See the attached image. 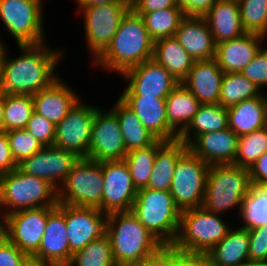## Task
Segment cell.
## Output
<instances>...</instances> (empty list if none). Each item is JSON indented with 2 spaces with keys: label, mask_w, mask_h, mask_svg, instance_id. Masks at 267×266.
I'll list each match as a JSON object with an SVG mask.
<instances>
[{
  "label": "cell",
  "mask_w": 267,
  "mask_h": 266,
  "mask_svg": "<svg viewBox=\"0 0 267 266\" xmlns=\"http://www.w3.org/2000/svg\"><path fill=\"white\" fill-rule=\"evenodd\" d=\"M173 266H212L207 253L180 251L174 246Z\"/></svg>",
  "instance_id": "obj_47"
},
{
  "label": "cell",
  "mask_w": 267,
  "mask_h": 266,
  "mask_svg": "<svg viewBox=\"0 0 267 266\" xmlns=\"http://www.w3.org/2000/svg\"><path fill=\"white\" fill-rule=\"evenodd\" d=\"M174 36L195 61L215 58L216 43L202 16L186 15Z\"/></svg>",
  "instance_id": "obj_24"
},
{
  "label": "cell",
  "mask_w": 267,
  "mask_h": 266,
  "mask_svg": "<svg viewBox=\"0 0 267 266\" xmlns=\"http://www.w3.org/2000/svg\"><path fill=\"white\" fill-rule=\"evenodd\" d=\"M202 17L216 44L236 39L246 33L237 1L218 0Z\"/></svg>",
  "instance_id": "obj_26"
},
{
  "label": "cell",
  "mask_w": 267,
  "mask_h": 266,
  "mask_svg": "<svg viewBox=\"0 0 267 266\" xmlns=\"http://www.w3.org/2000/svg\"><path fill=\"white\" fill-rule=\"evenodd\" d=\"M267 151V126L238 138L234 164L250 169L255 161Z\"/></svg>",
  "instance_id": "obj_40"
},
{
  "label": "cell",
  "mask_w": 267,
  "mask_h": 266,
  "mask_svg": "<svg viewBox=\"0 0 267 266\" xmlns=\"http://www.w3.org/2000/svg\"><path fill=\"white\" fill-rule=\"evenodd\" d=\"M48 44L18 45L20 54L14 58L8 57L6 49L0 62V92L34 95L58 79L57 66L63 61L65 51Z\"/></svg>",
  "instance_id": "obj_1"
},
{
  "label": "cell",
  "mask_w": 267,
  "mask_h": 266,
  "mask_svg": "<svg viewBox=\"0 0 267 266\" xmlns=\"http://www.w3.org/2000/svg\"><path fill=\"white\" fill-rule=\"evenodd\" d=\"M246 266H267V261L249 262Z\"/></svg>",
  "instance_id": "obj_57"
},
{
  "label": "cell",
  "mask_w": 267,
  "mask_h": 266,
  "mask_svg": "<svg viewBox=\"0 0 267 266\" xmlns=\"http://www.w3.org/2000/svg\"><path fill=\"white\" fill-rule=\"evenodd\" d=\"M218 0H177L187 16H203Z\"/></svg>",
  "instance_id": "obj_51"
},
{
  "label": "cell",
  "mask_w": 267,
  "mask_h": 266,
  "mask_svg": "<svg viewBox=\"0 0 267 266\" xmlns=\"http://www.w3.org/2000/svg\"><path fill=\"white\" fill-rule=\"evenodd\" d=\"M121 266H143L141 263H134V264H124Z\"/></svg>",
  "instance_id": "obj_59"
},
{
  "label": "cell",
  "mask_w": 267,
  "mask_h": 266,
  "mask_svg": "<svg viewBox=\"0 0 267 266\" xmlns=\"http://www.w3.org/2000/svg\"><path fill=\"white\" fill-rule=\"evenodd\" d=\"M223 75L215 59L195 61L181 84L201 104H218Z\"/></svg>",
  "instance_id": "obj_25"
},
{
  "label": "cell",
  "mask_w": 267,
  "mask_h": 266,
  "mask_svg": "<svg viewBox=\"0 0 267 266\" xmlns=\"http://www.w3.org/2000/svg\"><path fill=\"white\" fill-rule=\"evenodd\" d=\"M113 104L111 109L117 115L127 152L134 149L146 148L158 140L143 126L137 115L118 97Z\"/></svg>",
  "instance_id": "obj_33"
},
{
  "label": "cell",
  "mask_w": 267,
  "mask_h": 266,
  "mask_svg": "<svg viewBox=\"0 0 267 266\" xmlns=\"http://www.w3.org/2000/svg\"><path fill=\"white\" fill-rule=\"evenodd\" d=\"M104 188L98 208L105 214L131 211L137 195L125 160L102 162Z\"/></svg>",
  "instance_id": "obj_16"
},
{
  "label": "cell",
  "mask_w": 267,
  "mask_h": 266,
  "mask_svg": "<svg viewBox=\"0 0 267 266\" xmlns=\"http://www.w3.org/2000/svg\"><path fill=\"white\" fill-rule=\"evenodd\" d=\"M209 168L190 149L178 159L169 192L180 211L201 207Z\"/></svg>",
  "instance_id": "obj_11"
},
{
  "label": "cell",
  "mask_w": 267,
  "mask_h": 266,
  "mask_svg": "<svg viewBox=\"0 0 267 266\" xmlns=\"http://www.w3.org/2000/svg\"><path fill=\"white\" fill-rule=\"evenodd\" d=\"M249 231V261H267V225Z\"/></svg>",
  "instance_id": "obj_45"
},
{
  "label": "cell",
  "mask_w": 267,
  "mask_h": 266,
  "mask_svg": "<svg viewBox=\"0 0 267 266\" xmlns=\"http://www.w3.org/2000/svg\"><path fill=\"white\" fill-rule=\"evenodd\" d=\"M30 258L6 238L0 243V266H26Z\"/></svg>",
  "instance_id": "obj_46"
},
{
  "label": "cell",
  "mask_w": 267,
  "mask_h": 266,
  "mask_svg": "<svg viewBox=\"0 0 267 266\" xmlns=\"http://www.w3.org/2000/svg\"><path fill=\"white\" fill-rule=\"evenodd\" d=\"M165 104L167 122L178 135L186 129L201 105L181 83L170 92Z\"/></svg>",
  "instance_id": "obj_31"
},
{
  "label": "cell",
  "mask_w": 267,
  "mask_h": 266,
  "mask_svg": "<svg viewBox=\"0 0 267 266\" xmlns=\"http://www.w3.org/2000/svg\"><path fill=\"white\" fill-rule=\"evenodd\" d=\"M238 218L242 220L239 226L247 229L267 225V187L251 184Z\"/></svg>",
  "instance_id": "obj_37"
},
{
  "label": "cell",
  "mask_w": 267,
  "mask_h": 266,
  "mask_svg": "<svg viewBox=\"0 0 267 266\" xmlns=\"http://www.w3.org/2000/svg\"><path fill=\"white\" fill-rule=\"evenodd\" d=\"M33 113L32 95L4 94V132L25 129Z\"/></svg>",
  "instance_id": "obj_38"
},
{
  "label": "cell",
  "mask_w": 267,
  "mask_h": 266,
  "mask_svg": "<svg viewBox=\"0 0 267 266\" xmlns=\"http://www.w3.org/2000/svg\"><path fill=\"white\" fill-rule=\"evenodd\" d=\"M238 138L228 127L199 135L188 148L208 165L234 164Z\"/></svg>",
  "instance_id": "obj_21"
},
{
  "label": "cell",
  "mask_w": 267,
  "mask_h": 266,
  "mask_svg": "<svg viewBox=\"0 0 267 266\" xmlns=\"http://www.w3.org/2000/svg\"><path fill=\"white\" fill-rule=\"evenodd\" d=\"M108 214L98 208L65 204V222L70 253L83 249L98 238L105 237L108 230Z\"/></svg>",
  "instance_id": "obj_18"
},
{
  "label": "cell",
  "mask_w": 267,
  "mask_h": 266,
  "mask_svg": "<svg viewBox=\"0 0 267 266\" xmlns=\"http://www.w3.org/2000/svg\"><path fill=\"white\" fill-rule=\"evenodd\" d=\"M67 266H118L113 257L109 237L106 235L93 240L83 249L74 252Z\"/></svg>",
  "instance_id": "obj_39"
},
{
  "label": "cell",
  "mask_w": 267,
  "mask_h": 266,
  "mask_svg": "<svg viewBox=\"0 0 267 266\" xmlns=\"http://www.w3.org/2000/svg\"><path fill=\"white\" fill-rule=\"evenodd\" d=\"M267 37L246 32L241 37L216 44L215 60L224 73L242 72Z\"/></svg>",
  "instance_id": "obj_22"
},
{
  "label": "cell",
  "mask_w": 267,
  "mask_h": 266,
  "mask_svg": "<svg viewBox=\"0 0 267 266\" xmlns=\"http://www.w3.org/2000/svg\"><path fill=\"white\" fill-rule=\"evenodd\" d=\"M104 188L102 162L79 158L57 190L58 203L99 208Z\"/></svg>",
  "instance_id": "obj_10"
},
{
  "label": "cell",
  "mask_w": 267,
  "mask_h": 266,
  "mask_svg": "<svg viewBox=\"0 0 267 266\" xmlns=\"http://www.w3.org/2000/svg\"><path fill=\"white\" fill-rule=\"evenodd\" d=\"M152 59L162 65L179 83L187 77L195 62L175 36L156 41Z\"/></svg>",
  "instance_id": "obj_30"
},
{
  "label": "cell",
  "mask_w": 267,
  "mask_h": 266,
  "mask_svg": "<svg viewBox=\"0 0 267 266\" xmlns=\"http://www.w3.org/2000/svg\"><path fill=\"white\" fill-rule=\"evenodd\" d=\"M228 127L239 137L267 126V93L227 107Z\"/></svg>",
  "instance_id": "obj_27"
},
{
  "label": "cell",
  "mask_w": 267,
  "mask_h": 266,
  "mask_svg": "<svg viewBox=\"0 0 267 266\" xmlns=\"http://www.w3.org/2000/svg\"><path fill=\"white\" fill-rule=\"evenodd\" d=\"M164 143L165 141L157 140L151 146L134 149L126 154L124 160L128 166L133 185L137 190L147 187L156 152Z\"/></svg>",
  "instance_id": "obj_35"
},
{
  "label": "cell",
  "mask_w": 267,
  "mask_h": 266,
  "mask_svg": "<svg viewBox=\"0 0 267 266\" xmlns=\"http://www.w3.org/2000/svg\"><path fill=\"white\" fill-rule=\"evenodd\" d=\"M67 237L65 204L58 203L48 215L41 245L32 258L67 266L72 257Z\"/></svg>",
  "instance_id": "obj_19"
},
{
  "label": "cell",
  "mask_w": 267,
  "mask_h": 266,
  "mask_svg": "<svg viewBox=\"0 0 267 266\" xmlns=\"http://www.w3.org/2000/svg\"><path fill=\"white\" fill-rule=\"evenodd\" d=\"M4 42L5 41L0 37V62L3 59L6 49H8Z\"/></svg>",
  "instance_id": "obj_56"
},
{
  "label": "cell",
  "mask_w": 267,
  "mask_h": 266,
  "mask_svg": "<svg viewBox=\"0 0 267 266\" xmlns=\"http://www.w3.org/2000/svg\"><path fill=\"white\" fill-rule=\"evenodd\" d=\"M7 138L6 132H0V176L17 168Z\"/></svg>",
  "instance_id": "obj_50"
},
{
  "label": "cell",
  "mask_w": 267,
  "mask_h": 266,
  "mask_svg": "<svg viewBox=\"0 0 267 266\" xmlns=\"http://www.w3.org/2000/svg\"><path fill=\"white\" fill-rule=\"evenodd\" d=\"M140 119L143 126L158 140H178V134L169 126L166 99L154 97H118Z\"/></svg>",
  "instance_id": "obj_23"
},
{
  "label": "cell",
  "mask_w": 267,
  "mask_h": 266,
  "mask_svg": "<svg viewBox=\"0 0 267 266\" xmlns=\"http://www.w3.org/2000/svg\"><path fill=\"white\" fill-rule=\"evenodd\" d=\"M97 105L92 124V135L88 159L105 162L124 160L126 146L116 113Z\"/></svg>",
  "instance_id": "obj_15"
},
{
  "label": "cell",
  "mask_w": 267,
  "mask_h": 266,
  "mask_svg": "<svg viewBox=\"0 0 267 266\" xmlns=\"http://www.w3.org/2000/svg\"><path fill=\"white\" fill-rule=\"evenodd\" d=\"M125 81L118 97H154L166 99L179 82L155 60L150 59L125 70Z\"/></svg>",
  "instance_id": "obj_14"
},
{
  "label": "cell",
  "mask_w": 267,
  "mask_h": 266,
  "mask_svg": "<svg viewBox=\"0 0 267 266\" xmlns=\"http://www.w3.org/2000/svg\"><path fill=\"white\" fill-rule=\"evenodd\" d=\"M228 128L227 107L218 104H201L197 113L178 140L190 145L199 135Z\"/></svg>",
  "instance_id": "obj_32"
},
{
  "label": "cell",
  "mask_w": 267,
  "mask_h": 266,
  "mask_svg": "<svg viewBox=\"0 0 267 266\" xmlns=\"http://www.w3.org/2000/svg\"><path fill=\"white\" fill-rule=\"evenodd\" d=\"M261 93L260 89L241 72L224 73L219 104L230 107L244 100L258 97Z\"/></svg>",
  "instance_id": "obj_36"
},
{
  "label": "cell",
  "mask_w": 267,
  "mask_h": 266,
  "mask_svg": "<svg viewBox=\"0 0 267 266\" xmlns=\"http://www.w3.org/2000/svg\"><path fill=\"white\" fill-rule=\"evenodd\" d=\"M78 16L84 17V32L87 51L94 62L109 46L121 20L131 9L130 0L105 3L102 5L77 6Z\"/></svg>",
  "instance_id": "obj_8"
},
{
  "label": "cell",
  "mask_w": 267,
  "mask_h": 266,
  "mask_svg": "<svg viewBox=\"0 0 267 266\" xmlns=\"http://www.w3.org/2000/svg\"><path fill=\"white\" fill-rule=\"evenodd\" d=\"M108 216L107 236L118 266L141 263L163 245L131 211Z\"/></svg>",
  "instance_id": "obj_3"
},
{
  "label": "cell",
  "mask_w": 267,
  "mask_h": 266,
  "mask_svg": "<svg viewBox=\"0 0 267 266\" xmlns=\"http://www.w3.org/2000/svg\"><path fill=\"white\" fill-rule=\"evenodd\" d=\"M96 107L81 98L67 116L55 125L53 146L73 152L79 158H87Z\"/></svg>",
  "instance_id": "obj_13"
},
{
  "label": "cell",
  "mask_w": 267,
  "mask_h": 266,
  "mask_svg": "<svg viewBox=\"0 0 267 266\" xmlns=\"http://www.w3.org/2000/svg\"><path fill=\"white\" fill-rule=\"evenodd\" d=\"M5 239V234L4 231L2 229V227L0 226V243Z\"/></svg>",
  "instance_id": "obj_58"
},
{
  "label": "cell",
  "mask_w": 267,
  "mask_h": 266,
  "mask_svg": "<svg viewBox=\"0 0 267 266\" xmlns=\"http://www.w3.org/2000/svg\"><path fill=\"white\" fill-rule=\"evenodd\" d=\"M241 73L253 82L261 92H265L262 88L267 87V44L258 51Z\"/></svg>",
  "instance_id": "obj_43"
},
{
  "label": "cell",
  "mask_w": 267,
  "mask_h": 266,
  "mask_svg": "<svg viewBox=\"0 0 267 266\" xmlns=\"http://www.w3.org/2000/svg\"><path fill=\"white\" fill-rule=\"evenodd\" d=\"M62 80L61 76L50 86L32 95L34 112L57 125L81 99L71 84Z\"/></svg>",
  "instance_id": "obj_20"
},
{
  "label": "cell",
  "mask_w": 267,
  "mask_h": 266,
  "mask_svg": "<svg viewBox=\"0 0 267 266\" xmlns=\"http://www.w3.org/2000/svg\"><path fill=\"white\" fill-rule=\"evenodd\" d=\"M238 3L244 30L267 37V0H240Z\"/></svg>",
  "instance_id": "obj_41"
},
{
  "label": "cell",
  "mask_w": 267,
  "mask_h": 266,
  "mask_svg": "<svg viewBox=\"0 0 267 266\" xmlns=\"http://www.w3.org/2000/svg\"><path fill=\"white\" fill-rule=\"evenodd\" d=\"M120 0H75L77 6L102 5L105 3L119 2Z\"/></svg>",
  "instance_id": "obj_53"
},
{
  "label": "cell",
  "mask_w": 267,
  "mask_h": 266,
  "mask_svg": "<svg viewBox=\"0 0 267 266\" xmlns=\"http://www.w3.org/2000/svg\"><path fill=\"white\" fill-rule=\"evenodd\" d=\"M251 184L267 187V151L249 169Z\"/></svg>",
  "instance_id": "obj_52"
},
{
  "label": "cell",
  "mask_w": 267,
  "mask_h": 266,
  "mask_svg": "<svg viewBox=\"0 0 267 266\" xmlns=\"http://www.w3.org/2000/svg\"><path fill=\"white\" fill-rule=\"evenodd\" d=\"M0 132H4V93L0 92Z\"/></svg>",
  "instance_id": "obj_55"
},
{
  "label": "cell",
  "mask_w": 267,
  "mask_h": 266,
  "mask_svg": "<svg viewBox=\"0 0 267 266\" xmlns=\"http://www.w3.org/2000/svg\"><path fill=\"white\" fill-rule=\"evenodd\" d=\"M57 205V190L47 181L18 168L0 176V219L24 209Z\"/></svg>",
  "instance_id": "obj_5"
},
{
  "label": "cell",
  "mask_w": 267,
  "mask_h": 266,
  "mask_svg": "<svg viewBox=\"0 0 267 266\" xmlns=\"http://www.w3.org/2000/svg\"><path fill=\"white\" fill-rule=\"evenodd\" d=\"M135 13H148L171 7H180L177 0H130Z\"/></svg>",
  "instance_id": "obj_49"
},
{
  "label": "cell",
  "mask_w": 267,
  "mask_h": 266,
  "mask_svg": "<svg viewBox=\"0 0 267 266\" xmlns=\"http://www.w3.org/2000/svg\"><path fill=\"white\" fill-rule=\"evenodd\" d=\"M131 212L163 244L175 242L181 211L169 191L150 188L137 190Z\"/></svg>",
  "instance_id": "obj_6"
},
{
  "label": "cell",
  "mask_w": 267,
  "mask_h": 266,
  "mask_svg": "<svg viewBox=\"0 0 267 266\" xmlns=\"http://www.w3.org/2000/svg\"><path fill=\"white\" fill-rule=\"evenodd\" d=\"M44 0H0V21L18 45L46 40ZM46 36V37H45Z\"/></svg>",
  "instance_id": "obj_9"
},
{
  "label": "cell",
  "mask_w": 267,
  "mask_h": 266,
  "mask_svg": "<svg viewBox=\"0 0 267 266\" xmlns=\"http://www.w3.org/2000/svg\"><path fill=\"white\" fill-rule=\"evenodd\" d=\"M154 42L142 17L130 9L121 20L107 49L92 63L120 75L127 69L153 58Z\"/></svg>",
  "instance_id": "obj_2"
},
{
  "label": "cell",
  "mask_w": 267,
  "mask_h": 266,
  "mask_svg": "<svg viewBox=\"0 0 267 266\" xmlns=\"http://www.w3.org/2000/svg\"><path fill=\"white\" fill-rule=\"evenodd\" d=\"M25 129L31 133L43 146H53L55 124L34 112Z\"/></svg>",
  "instance_id": "obj_44"
},
{
  "label": "cell",
  "mask_w": 267,
  "mask_h": 266,
  "mask_svg": "<svg viewBox=\"0 0 267 266\" xmlns=\"http://www.w3.org/2000/svg\"><path fill=\"white\" fill-rule=\"evenodd\" d=\"M250 187L249 169L235 164L210 165L201 207L223 216L226 211L238 209L239 216Z\"/></svg>",
  "instance_id": "obj_4"
},
{
  "label": "cell",
  "mask_w": 267,
  "mask_h": 266,
  "mask_svg": "<svg viewBox=\"0 0 267 266\" xmlns=\"http://www.w3.org/2000/svg\"><path fill=\"white\" fill-rule=\"evenodd\" d=\"M144 21L152 41L173 37L180 21L186 16L180 7H171L148 13H136Z\"/></svg>",
  "instance_id": "obj_34"
},
{
  "label": "cell",
  "mask_w": 267,
  "mask_h": 266,
  "mask_svg": "<svg viewBox=\"0 0 267 266\" xmlns=\"http://www.w3.org/2000/svg\"><path fill=\"white\" fill-rule=\"evenodd\" d=\"M57 206L24 209L0 219L5 238L32 257L39 249L48 215Z\"/></svg>",
  "instance_id": "obj_12"
},
{
  "label": "cell",
  "mask_w": 267,
  "mask_h": 266,
  "mask_svg": "<svg viewBox=\"0 0 267 266\" xmlns=\"http://www.w3.org/2000/svg\"><path fill=\"white\" fill-rule=\"evenodd\" d=\"M224 217L202 207L181 211L179 232L173 245L184 252L207 253L232 227Z\"/></svg>",
  "instance_id": "obj_7"
},
{
  "label": "cell",
  "mask_w": 267,
  "mask_h": 266,
  "mask_svg": "<svg viewBox=\"0 0 267 266\" xmlns=\"http://www.w3.org/2000/svg\"><path fill=\"white\" fill-rule=\"evenodd\" d=\"M228 230L226 236L207 252L212 266H246L249 261V231L239 226Z\"/></svg>",
  "instance_id": "obj_28"
},
{
  "label": "cell",
  "mask_w": 267,
  "mask_h": 266,
  "mask_svg": "<svg viewBox=\"0 0 267 266\" xmlns=\"http://www.w3.org/2000/svg\"><path fill=\"white\" fill-rule=\"evenodd\" d=\"M188 149V145L180 140L165 142L156 152L146 188L170 191L176 163Z\"/></svg>",
  "instance_id": "obj_29"
},
{
  "label": "cell",
  "mask_w": 267,
  "mask_h": 266,
  "mask_svg": "<svg viewBox=\"0 0 267 266\" xmlns=\"http://www.w3.org/2000/svg\"><path fill=\"white\" fill-rule=\"evenodd\" d=\"M174 245L163 244L156 252L146 257L141 264L143 266H173Z\"/></svg>",
  "instance_id": "obj_48"
},
{
  "label": "cell",
  "mask_w": 267,
  "mask_h": 266,
  "mask_svg": "<svg viewBox=\"0 0 267 266\" xmlns=\"http://www.w3.org/2000/svg\"><path fill=\"white\" fill-rule=\"evenodd\" d=\"M9 147L15 162L39 152L44 146L26 129L6 131Z\"/></svg>",
  "instance_id": "obj_42"
},
{
  "label": "cell",
  "mask_w": 267,
  "mask_h": 266,
  "mask_svg": "<svg viewBox=\"0 0 267 266\" xmlns=\"http://www.w3.org/2000/svg\"><path fill=\"white\" fill-rule=\"evenodd\" d=\"M78 159L76 154L68 150L44 146L18 163L17 168L27 175L47 181L58 190Z\"/></svg>",
  "instance_id": "obj_17"
},
{
  "label": "cell",
  "mask_w": 267,
  "mask_h": 266,
  "mask_svg": "<svg viewBox=\"0 0 267 266\" xmlns=\"http://www.w3.org/2000/svg\"><path fill=\"white\" fill-rule=\"evenodd\" d=\"M26 266H59V265H56V264L51 263V262L37 260V259H34V258L31 257L27 261Z\"/></svg>",
  "instance_id": "obj_54"
}]
</instances>
